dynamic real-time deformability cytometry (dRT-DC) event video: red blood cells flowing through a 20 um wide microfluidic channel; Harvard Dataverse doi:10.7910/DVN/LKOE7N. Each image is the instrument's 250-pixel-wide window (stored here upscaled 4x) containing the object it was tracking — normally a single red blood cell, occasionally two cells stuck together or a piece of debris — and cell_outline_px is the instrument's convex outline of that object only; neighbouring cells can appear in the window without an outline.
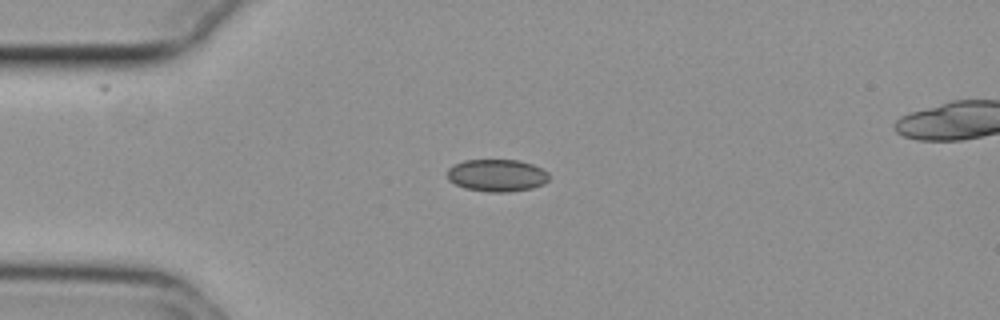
{"species": "common noctule bat (a hibernating species)", "species_latin": "Nyctalus noctula", "temperature_condition": "cold", "stored_images_in_passage": 38, "camera_frame_rate_fps": 3000, "um_per_image_px": 0.085, "animal": {"sex": "female", "body_mass_g": 29.2, "forearm_length_mm": 56.3}, "frame": {"image": 1, "passage_image": 1, "time_ms": 0.0, "image_size_px": [1000, 320], "cell_outline_px": [[548, 180], [544, 184], [532, 188], [508, 192], [488, 192], [464, 188], [448, 180], [448, 168], [452, 164], [464, 160], [520, 160], [532, 164], [548, 172]], "centroid_in_image_um": [42.22, 14.9], "position_along_channel_um": 42.8, "area_um2": 19.25}}
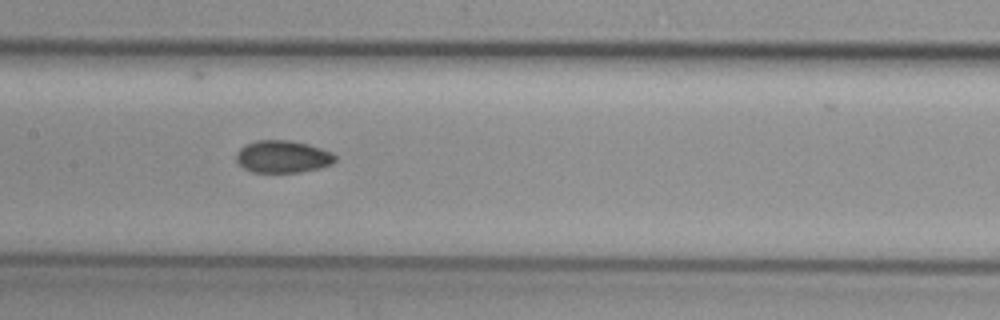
{"frame": {"image": 2, "passage_image": 14, "time_ms": 4.333, "image_size_px": [1000, 320], "cell_outline_px": [[336, 160], [332, 164], [320, 168], [300, 172], [252, 172], [244, 168], [236, 160], [236, 152], [240, 148], [256, 140], [292, 140], [308, 144], [332, 152], [336, 156]], "centroid_in_image_um": [24.05, 13.31], "position_along_channel_um": 183.4, "area_um2": 18.67}}
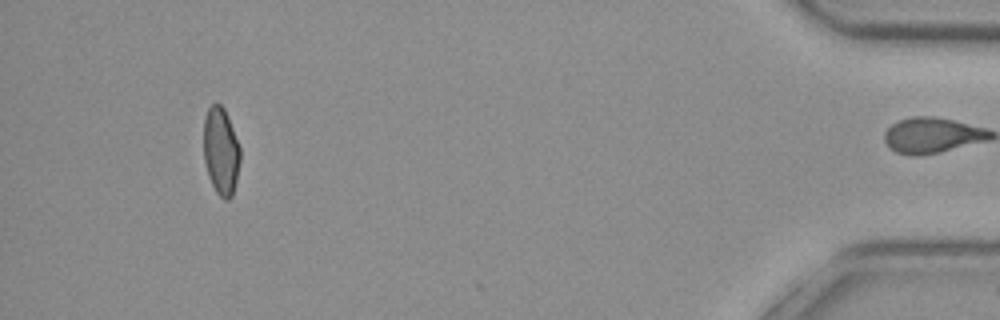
{"frame": {"image": 3, "passage_image": 37, "time_ms": 12.0, "image_size_px": [1000, 320], "cell_outline_px": [[240, 160], [236, 180], [232, 196], [228, 200], [224, 200], [216, 192], [208, 176], [204, 160], [204, 116], [208, 108], [212, 104], [220, 104], [224, 108], [228, 116], [240, 148]], "centroid_in_image_um": [18.77, 12.84], "position_along_channel_um": 416.4, "area_um2": 18.61}, "authors_computed_cell_mechanics": {"area_um2": 18.9006, "velocity_mm_per_s": 3.7395, "shape_relaxation_time_tau1_ms": null, "shape_relaxation_time_tau2_ms": 3.4004, "deformation_change_tau1": null, "deformation_change_tau2": 0.0615}}